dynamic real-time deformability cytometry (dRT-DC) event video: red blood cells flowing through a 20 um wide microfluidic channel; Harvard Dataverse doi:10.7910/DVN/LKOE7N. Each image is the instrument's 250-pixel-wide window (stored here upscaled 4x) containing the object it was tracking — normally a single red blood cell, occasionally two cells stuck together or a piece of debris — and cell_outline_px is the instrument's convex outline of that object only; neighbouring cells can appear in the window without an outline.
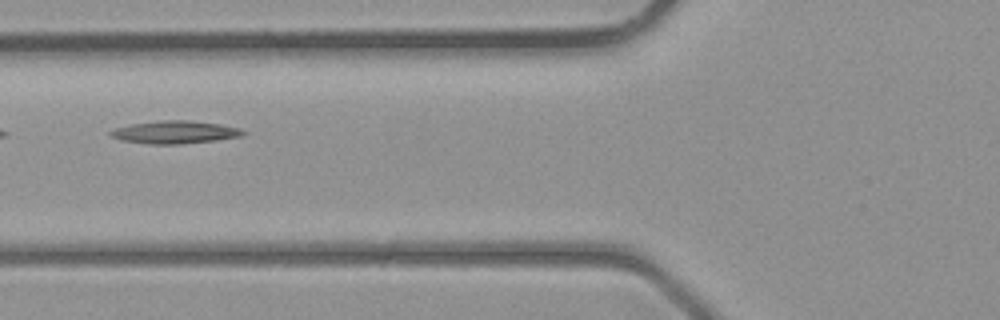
{"species": "common noctule bat (a hibernating species)", "species_latin": "Nyctalus noctula", "temperature_condition": "room temperature", "stored_images_in_passage": 3, "camera_frame_rate_fps": 3000, "um_per_image_px": 0.085, "animal": {"sex": "male", "body_mass_g": 23.1, "forearm_length_mm": 52.7}, "frame": {"image": 1, "passage_image": 3, "time_ms": 2.333, "image_size_px": [1000, 320], "cell_outline_px": [[244, 132], [240, 136], [216, 140], [180, 144], [148, 144], [120, 140], [112, 136], [108, 132], [116, 128], [132, 124], [160, 120], [188, 120], [220, 124], [240, 128]], "centroid_in_image_um": [14.84, 11.23], "position_along_channel_um": 111.0, "area_um2": 17.4}}